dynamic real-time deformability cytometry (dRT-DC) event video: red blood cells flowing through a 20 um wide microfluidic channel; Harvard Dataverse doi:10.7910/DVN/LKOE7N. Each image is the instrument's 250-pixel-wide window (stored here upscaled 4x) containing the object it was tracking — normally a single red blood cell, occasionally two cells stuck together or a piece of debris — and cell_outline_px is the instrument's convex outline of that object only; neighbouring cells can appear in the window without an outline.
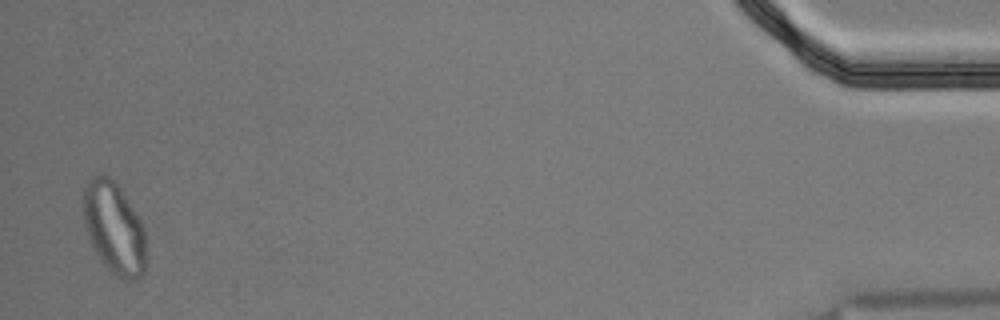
{"species": "Egyptian fruit bat (a non-hibernating species)", "species_latin": "Rousettus aegyptiacus", "temperature_condition": "cold", "stored_images_in_passage": 49, "segment_of_instrument_passage": [2, 2], "camera_frame_rate_fps": 3000, "um_per_image_px": 0.085, "animal": {"sex": "male"}, "frame": {"image": 1, "passage_image": 48, "time_ms": 15.667, "image_size_px": [1000, 320], "cell_outline_px": [[148, 252], [144, 272], [136, 280], [124, 280], [116, 276], [104, 264], [96, 252], [88, 236], [84, 224], [80, 200], [84, 188], [88, 180], [92, 176], [108, 176], [120, 188], [128, 200], [140, 220], [144, 228]], "centroid_in_image_um": [9.7, 19.4], "position_along_channel_um": 425.5, "area_um2": 34.04}}